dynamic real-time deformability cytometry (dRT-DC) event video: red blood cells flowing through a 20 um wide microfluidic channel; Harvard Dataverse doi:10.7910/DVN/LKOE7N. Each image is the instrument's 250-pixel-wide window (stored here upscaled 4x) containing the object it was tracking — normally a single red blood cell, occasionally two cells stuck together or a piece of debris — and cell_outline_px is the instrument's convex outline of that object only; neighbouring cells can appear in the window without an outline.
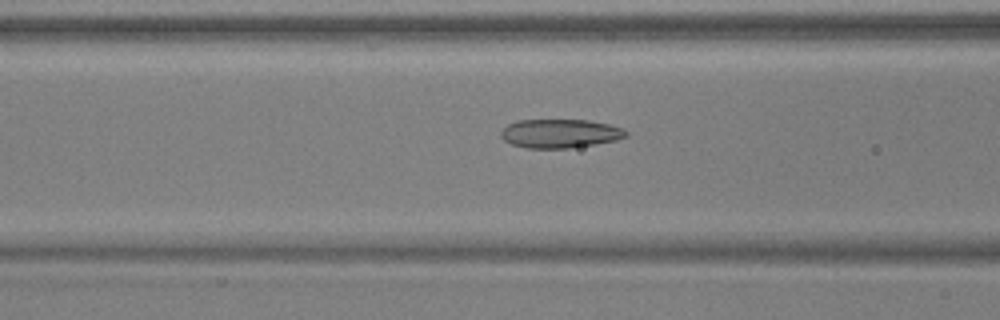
{"species": "common noctule bat (a hibernating species)", "species_latin": "Nyctalus noctula", "temperature_condition": "warm", "stored_images_in_passage": 52, "camera_frame_rate_fps": 3000, "um_per_image_px": 0.085, "animal": {"sex": "male", "body_mass_g": 17.9, "forearm_length_mm": 54.2}, "frame": {"image": 1, "passage_image": 21, "time_ms": 6.667, "image_size_px": [1000, 320], "cell_outline_px": [[628, 136], [616, 140], [596, 144], [568, 148], [528, 148], [512, 144], [504, 140], [500, 136], [500, 132], [508, 124], [516, 120], [588, 120], [608, 124], [624, 128], [628, 132]], "centroid_in_image_um": [47.62, 11.34], "position_along_channel_um": 119.0, "area_um2": 21.04}}
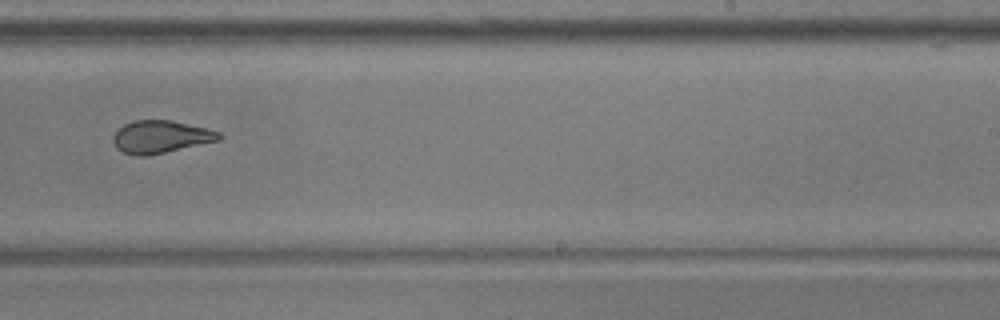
{"frame": {"image": 2, "passage_image": 33, "time_ms": 10.667, "image_size_px": [1000, 320], "cell_outline_px": [[224, 136], [220, 140], [164, 152], [144, 156], [136, 156], [124, 152], [116, 148], [112, 140], [112, 136], [124, 124], [136, 120], [172, 120], [208, 128], [220, 132]], "centroid_in_image_um": [13.68, 11.62], "position_along_channel_um": 275.3, "area_um2": 20.06}}
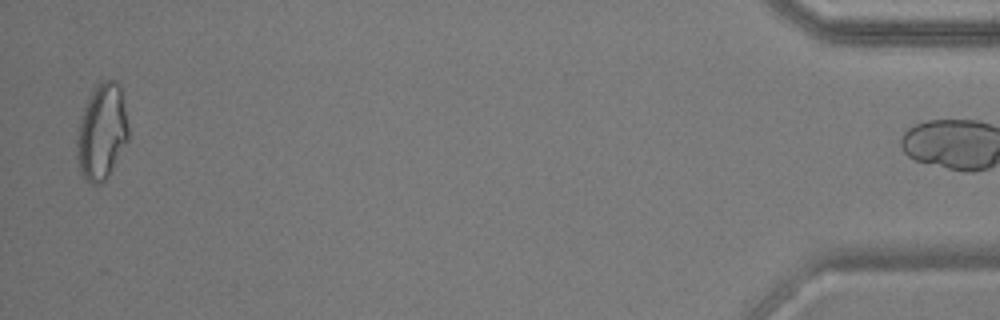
{"frame": {"image": 3, "passage_image": 51, "time_ms": 16.667, "image_size_px": [1000, 320], "cell_outline_px": [[128, 140], [108, 176], [100, 184], [92, 184], [80, 172], [76, 156], [76, 140], [80, 116], [88, 96], [96, 84], [100, 80], [116, 80], [120, 84], [128, 124]], "centroid_in_image_um": [8.64, 11.16], "position_along_channel_um": 426.6, "area_um2": 29.02}, "authors_computed_cell_mechanics": {"area_um2": 22.2819, "velocity_mm_per_s": 3.9127, "shape_relaxation_time_tau1_ms": null, "shape_relaxation_time_tau2_ms": 1.3642, "deformation_change_tau1": null, "deformation_change_tau2": 0.0838}}